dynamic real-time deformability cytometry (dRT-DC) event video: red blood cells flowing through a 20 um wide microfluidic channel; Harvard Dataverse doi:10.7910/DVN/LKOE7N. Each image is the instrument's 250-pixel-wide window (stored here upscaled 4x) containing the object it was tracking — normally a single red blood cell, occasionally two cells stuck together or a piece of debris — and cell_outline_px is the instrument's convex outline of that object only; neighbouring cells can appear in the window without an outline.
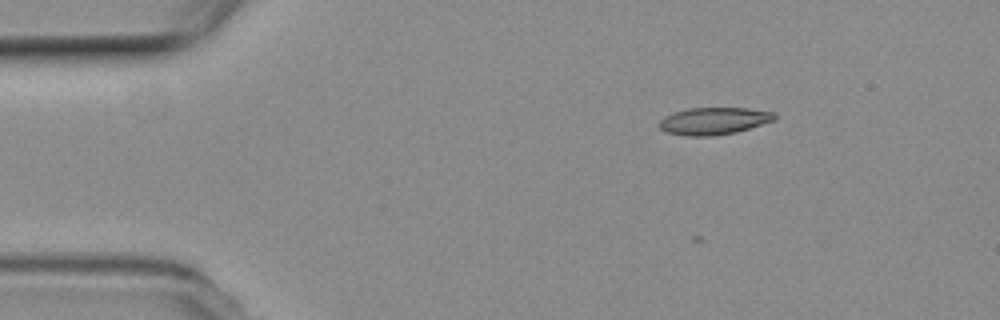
{"species": "common noctule bat (a hibernating species)", "species_latin": "Nyctalus noctula", "temperature_condition": "room temperature", "stored_images_in_passage": 47, "camera_frame_rate_fps": 3000, "um_per_image_px": 0.085, "animal": {"sex": "female", "body_mass_g": 19.3, "forearm_length_mm": 54.1}, "frame": {"image": 1, "passage_image": 1, "time_ms": 0.0, "image_size_px": [1000, 320], "cell_outline_px": [[776, 120], [736, 132], [712, 136], [688, 136], [668, 132], [660, 128], [660, 120], [664, 116], [688, 108], [748, 108], [776, 112]], "centroid_in_image_um": [60.73, 10.27], "position_along_channel_um": 24.3, "area_um2": 18.21}}
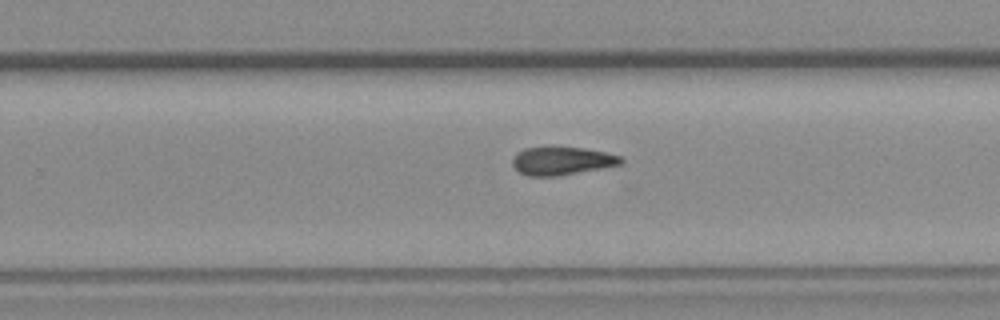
{"frame": {"image": 2, "passage_image": 27, "time_ms": 8.667, "image_size_px": [1000, 320], "cell_outline_px": [[624, 164], [560, 176], [528, 176], [520, 172], [512, 164], [512, 156], [516, 152], [524, 148], [548, 144], [552, 144], [584, 148], [604, 152], [620, 156], [624, 160]], "centroid_in_image_um": [47.73, 13.63], "position_along_channel_um": 282.1, "area_um2": 18.67}}
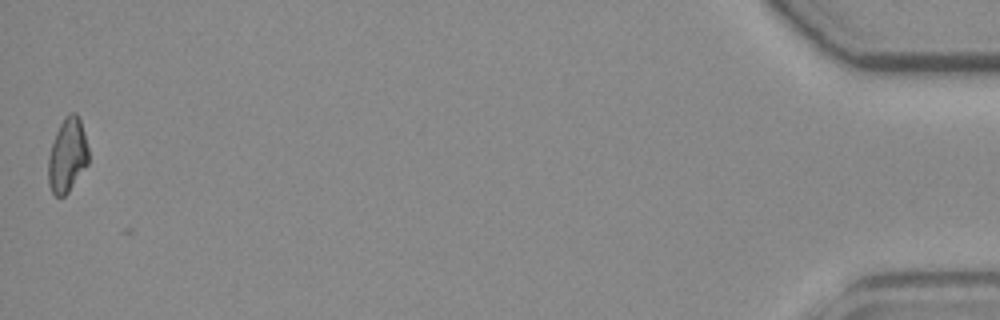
{"frame": {"image": 3, "passage_image": 47, "time_ms": 15.333, "image_size_px": [1000, 320], "cell_outline_px": [[88, 164], [68, 192], [64, 196], [56, 196], [52, 192], [48, 184], [48, 156], [56, 132], [64, 116], [68, 112], [76, 112], [80, 120], [84, 132], [88, 148]], "centroid_in_image_um": [5.72, 13.19], "position_along_channel_um": 429.5, "area_um2": 17.4}}